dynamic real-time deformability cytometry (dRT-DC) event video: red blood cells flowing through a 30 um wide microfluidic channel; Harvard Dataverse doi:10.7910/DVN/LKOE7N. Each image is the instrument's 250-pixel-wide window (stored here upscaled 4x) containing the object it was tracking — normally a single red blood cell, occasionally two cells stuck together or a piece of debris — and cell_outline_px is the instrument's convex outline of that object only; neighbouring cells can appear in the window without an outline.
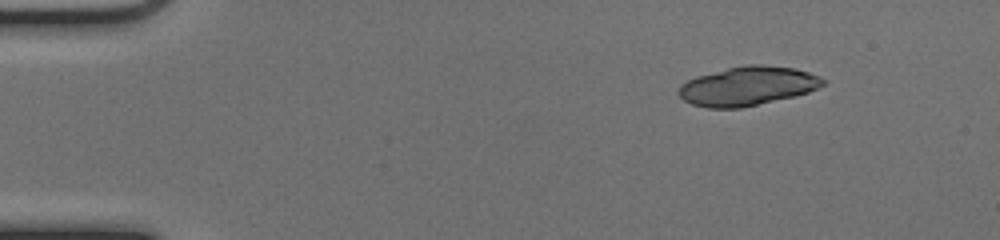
{"species": "common noctule bat (a hibernating species)", "species_latin": "Nyctalus noctula", "temperature_condition": "cold", "stored_images_in_passage": 18, "camera_frame_rate_fps": 3000, "um_per_image_px": 0.085, "animal": {"sex": "female", "body_mass_g": 17.0, "forearm_length_mm": 48.0}, "frame": {"image": 1, "passage_image": 8, "time_ms": 2.333, "image_size_px": [1000, 240], "cell_outline_px": [[812, 88], [804, 92], [752, 104], [700, 104], [708, 76], [736, 68], [784, 68], [800, 72], [808, 76]], "centroid_in_image_um": [64.04, 7.28], "position_along_channel_um": 21.0, "area_um2": 23.0}}